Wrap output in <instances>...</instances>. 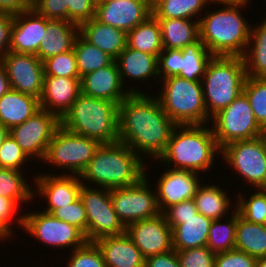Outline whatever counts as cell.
Listing matches in <instances>:
<instances>
[{
    "label": "cell",
    "instance_id": "obj_50",
    "mask_svg": "<svg viewBox=\"0 0 266 267\" xmlns=\"http://www.w3.org/2000/svg\"><path fill=\"white\" fill-rule=\"evenodd\" d=\"M197 213L198 210L193 199L171 205L162 212L171 229L181 224V219H187Z\"/></svg>",
    "mask_w": 266,
    "mask_h": 267
},
{
    "label": "cell",
    "instance_id": "obj_18",
    "mask_svg": "<svg viewBox=\"0 0 266 267\" xmlns=\"http://www.w3.org/2000/svg\"><path fill=\"white\" fill-rule=\"evenodd\" d=\"M126 234L145 258L173 250L172 229L162 213L128 224Z\"/></svg>",
    "mask_w": 266,
    "mask_h": 267
},
{
    "label": "cell",
    "instance_id": "obj_27",
    "mask_svg": "<svg viewBox=\"0 0 266 267\" xmlns=\"http://www.w3.org/2000/svg\"><path fill=\"white\" fill-rule=\"evenodd\" d=\"M78 35L77 24L65 20H50L36 56L44 62L50 57L70 51Z\"/></svg>",
    "mask_w": 266,
    "mask_h": 267
},
{
    "label": "cell",
    "instance_id": "obj_5",
    "mask_svg": "<svg viewBox=\"0 0 266 267\" xmlns=\"http://www.w3.org/2000/svg\"><path fill=\"white\" fill-rule=\"evenodd\" d=\"M61 125L100 144L119 141V105L80 94L60 119Z\"/></svg>",
    "mask_w": 266,
    "mask_h": 267
},
{
    "label": "cell",
    "instance_id": "obj_4",
    "mask_svg": "<svg viewBox=\"0 0 266 267\" xmlns=\"http://www.w3.org/2000/svg\"><path fill=\"white\" fill-rule=\"evenodd\" d=\"M244 8L222 4L218 10L206 9V15L200 17L199 39L213 56L242 57L245 53L251 24L242 12Z\"/></svg>",
    "mask_w": 266,
    "mask_h": 267
},
{
    "label": "cell",
    "instance_id": "obj_41",
    "mask_svg": "<svg viewBox=\"0 0 266 267\" xmlns=\"http://www.w3.org/2000/svg\"><path fill=\"white\" fill-rule=\"evenodd\" d=\"M243 92L249 99L256 121L264 130L266 128V78L247 77Z\"/></svg>",
    "mask_w": 266,
    "mask_h": 267
},
{
    "label": "cell",
    "instance_id": "obj_13",
    "mask_svg": "<svg viewBox=\"0 0 266 267\" xmlns=\"http://www.w3.org/2000/svg\"><path fill=\"white\" fill-rule=\"evenodd\" d=\"M146 167V176L136 184L111 189L114 210L125 226L161 214L157 204L155 187L149 182L151 178L147 170L148 167L151 168V165Z\"/></svg>",
    "mask_w": 266,
    "mask_h": 267
},
{
    "label": "cell",
    "instance_id": "obj_20",
    "mask_svg": "<svg viewBox=\"0 0 266 267\" xmlns=\"http://www.w3.org/2000/svg\"><path fill=\"white\" fill-rule=\"evenodd\" d=\"M49 21L33 7L14 15L9 51L37 55Z\"/></svg>",
    "mask_w": 266,
    "mask_h": 267
},
{
    "label": "cell",
    "instance_id": "obj_35",
    "mask_svg": "<svg viewBox=\"0 0 266 267\" xmlns=\"http://www.w3.org/2000/svg\"><path fill=\"white\" fill-rule=\"evenodd\" d=\"M209 4V0H152V14L156 18L199 21Z\"/></svg>",
    "mask_w": 266,
    "mask_h": 267
},
{
    "label": "cell",
    "instance_id": "obj_9",
    "mask_svg": "<svg viewBox=\"0 0 266 267\" xmlns=\"http://www.w3.org/2000/svg\"><path fill=\"white\" fill-rule=\"evenodd\" d=\"M211 120V128L220 149L234 141L250 140L263 135V129L256 121L244 92Z\"/></svg>",
    "mask_w": 266,
    "mask_h": 267
},
{
    "label": "cell",
    "instance_id": "obj_53",
    "mask_svg": "<svg viewBox=\"0 0 266 267\" xmlns=\"http://www.w3.org/2000/svg\"><path fill=\"white\" fill-rule=\"evenodd\" d=\"M31 7V0H0V12L11 15L20 14Z\"/></svg>",
    "mask_w": 266,
    "mask_h": 267
},
{
    "label": "cell",
    "instance_id": "obj_44",
    "mask_svg": "<svg viewBox=\"0 0 266 267\" xmlns=\"http://www.w3.org/2000/svg\"><path fill=\"white\" fill-rule=\"evenodd\" d=\"M65 267H106L100 248L95 242H86L70 251Z\"/></svg>",
    "mask_w": 266,
    "mask_h": 267
},
{
    "label": "cell",
    "instance_id": "obj_47",
    "mask_svg": "<svg viewBox=\"0 0 266 267\" xmlns=\"http://www.w3.org/2000/svg\"><path fill=\"white\" fill-rule=\"evenodd\" d=\"M181 267H214L215 254L207 247L176 250Z\"/></svg>",
    "mask_w": 266,
    "mask_h": 267
},
{
    "label": "cell",
    "instance_id": "obj_52",
    "mask_svg": "<svg viewBox=\"0 0 266 267\" xmlns=\"http://www.w3.org/2000/svg\"><path fill=\"white\" fill-rule=\"evenodd\" d=\"M145 267H181L176 250L145 258Z\"/></svg>",
    "mask_w": 266,
    "mask_h": 267
},
{
    "label": "cell",
    "instance_id": "obj_34",
    "mask_svg": "<svg viewBox=\"0 0 266 267\" xmlns=\"http://www.w3.org/2000/svg\"><path fill=\"white\" fill-rule=\"evenodd\" d=\"M127 46L134 50L159 56L164 47L161 28L153 14L127 33Z\"/></svg>",
    "mask_w": 266,
    "mask_h": 267
},
{
    "label": "cell",
    "instance_id": "obj_51",
    "mask_svg": "<svg viewBox=\"0 0 266 267\" xmlns=\"http://www.w3.org/2000/svg\"><path fill=\"white\" fill-rule=\"evenodd\" d=\"M14 15L0 12V61L9 52Z\"/></svg>",
    "mask_w": 266,
    "mask_h": 267
},
{
    "label": "cell",
    "instance_id": "obj_22",
    "mask_svg": "<svg viewBox=\"0 0 266 267\" xmlns=\"http://www.w3.org/2000/svg\"><path fill=\"white\" fill-rule=\"evenodd\" d=\"M115 61L118 65L121 81L130 93H147L142 91L143 89L139 90L140 88L137 85L131 87L130 84L129 87L127 84L132 82V80L135 83L139 81L145 84L147 80L149 82V80L156 81V79H160L158 74V57L155 55L134 50L127 46ZM126 80L128 81L127 84L125 82Z\"/></svg>",
    "mask_w": 266,
    "mask_h": 267
},
{
    "label": "cell",
    "instance_id": "obj_24",
    "mask_svg": "<svg viewBox=\"0 0 266 267\" xmlns=\"http://www.w3.org/2000/svg\"><path fill=\"white\" fill-rule=\"evenodd\" d=\"M32 7L49 20L70 21L78 26L95 18L94 0H33Z\"/></svg>",
    "mask_w": 266,
    "mask_h": 267
},
{
    "label": "cell",
    "instance_id": "obj_32",
    "mask_svg": "<svg viewBox=\"0 0 266 267\" xmlns=\"http://www.w3.org/2000/svg\"><path fill=\"white\" fill-rule=\"evenodd\" d=\"M252 25L248 46L242 56L246 76L266 78V17Z\"/></svg>",
    "mask_w": 266,
    "mask_h": 267
},
{
    "label": "cell",
    "instance_id": "obj_3",
    "mask_svg": "<svg viewBox=\"0 0 266 267\" xmlns=\"http://www.w3.org/2000/svg\"><path fill=\"white\" fill-rule=\"evenodd\" d=\"M145 161L120 141L100 144L81 173V182L109 190L134 185L146 176Z\"/></svg>",
    "mask_w": 266,
    "mask_h": 267
},
{
    "label": "cell",
    "instance_id": "obj_40",
    "mask_svg": "<svg viewBox=\"0 0 266 267\" xmlns=\"http://www.w3.org/2000/svg\"><path fill=\"white\" fill-rule=\"evenodd\" d=\"M252 194L246 196V192L236 193V210L239 215L248 222L266 223V190L264 188L253 189ZM248 197V198H247Z\"/></svg>",
    "mask_w": 266,
    "mask_h": 267
},
{
    "label": "cell",
    "instance_id": "obj_45",
    "mask_svg": "<svg viewBox=\"0 0 266 267\" xmlns=\"http://www.w3.org/2000/svg\"><path fill=\"white\" fill-rule=\"evenodd\" d=\"M31 159L21 149L15 139L9 134L0 146V168L24 171L26 163Z\"/></svg>",
    "mask_w": 266,
    "mask_h": 267
},
{
    "label": "cell",
    "instance_id": "obj_54",
    "mask_svg": "<svg viewBox=\"0 0 266 267\" xmlns=\"http://www.w3.org/2000/svg\"><path fill=\"white\" fill-rule=\"evenodd\" d=\"M11 89L8 75L4 66L0 63V98Z\"/></svg>",
    "mask_w": 266,
    "mask_h": 267
},
{
    "label": "cell",
    "instance_id": "obj_43",
    "mask_svg": "<svg viewBox=\"0 0 266 267\" xmlns=\"http://www.w3.org/2000/svg\"><path fill=\"white\" fill-rule=\"evenodd\" d=\"M43 64L44 76L80 78L73 49L50 57Z\"/></svg>",
    "mask_w": 266,
    "mask_h": 267
},
{
    "label": "cell",
    "instance_id": "obj_36",
    "mask_svg": "<svg viewBox=\"0 0 266 267\" xmlns=\"http://www.w3.org/2000/svg\"><path fill=\"white\" fill-rule=\"evenodd\" d=\"M32 186L22 170L0 168V196L12 199L19 207L34 200Z\"/></svg>",
    "mask_w": 266,
    "mask_h": 267
},
{
    "label": "cell",
    "instance_id": "obj_46",
    "mask_svg": "<svg viewBox=\"0 0 266 267\" xmlns=\"http://www.w3.org/2000/svg\"><path fill=\"white\" fill-rule=\"evenodd\" d=\"M51 214L64 222L77 227L87 240V217L84 204L79 197L69 205L54 209Z\"/></svg>",
    "mask_w": 266,
    "mask_h": 267
},
{
    "label": "cell",
    "instance_id": "obj_7",
    "mask_svg": "<svg viewBox=\"0 0 266 267\" xmlns=\"http://www.w3.org/2000/svg\"><path fill=\"white\" fill-rule=\"evenodd\" d=\"M163 82V84H162ZM157 89L163 111L177 125L210 124L204 102L201 81H191L179 76L159 80Z\"/></svg>",
    "mask_w": 266,
    "mask_h": 267
},
{
    "label": "cell",
    "instance_id": "obj_37",
    "mask_svg": "<svg viewBox=\"0 0 266 267\" xmlns=\"http://www.w3.org/2000/svg\"><path fill=\"white\" fill-rule=\"evenodd\" d=\"M73 50L80 78L110 65L115 60L108 53L87 42L80 34L75 40Z\"/></svg>",
    "mask_w": 266,
    "mask_h": 267
},
{
    "label": "cell",
    "instance_id": "obj_56",
    "mask_svg": "<svg viewBox=\"0 0 266 267\" xmlns=\"http://www.w3.org/2000/svg\"><path fill=\"white\" fill-rule=\"evenodd\" d=\"M8 135H9V130L5 126L0 124V146L2 145V143L4 142V140Z\"/></svg>",
    "mask_w": 266,
    "mask_h": 267
},
{
    "label": "cell",
    "instance_id": "obj_55",
    "mask_svg": "<svg viewBox=\"0 0 266 267\" xmlns=\"http://www.w3.org/2000/svg\"><path fill=\"white\" fill-rule=\"evenodd\" d=\"M210 1V5L212 4H214V5H216L217 4V6L218 5H222V4H224V5H244V6H247V7H249L248 5L250 4V3H252V2H250V0H209ZM252 1V0H251Z\"/></svg>",
    "mask_w": 266,
    "mask_h": 267
},
{
    "label": "cell",
    "instance_id": "obj_25",
    "mask_svg": "<svg viewBox=\"0 0 266 267\" xmlns=\"http://www.w3.org/2000/svg\"><path fill=\"white\" fill-rule=\"evenodd\" d=\"M95 243L106 267H145V257L126 233L103 237Z\"/></svg>",
    "mask_w": 266,
    "mask_h": 267
},
{
    "label": "cell",
    "instance_id": "obj_17",
    "mask_svg": "<svg viewBox=\"0 0 266 267\" xmlns=\"http://www.w3.org/2000/svg\"><path fill=\"white\" fill-rule=\"evenodd\" d=\"M152 15V0H102L95 19L128 33Z\"/></svg>",
    "mask_w": 266,
    "mask_h": 267
},
{
    "label": "cell",
    "instance_id": "obj_10",
    "mask_svg": "<svg viewBox=\"0 0 266 267\" xmlns=\"http://www.w3.org/2000/svg\"><path fill=\"white\" fill-rule=\"evenodd\" d=\"M221 160L232 167L241 182L253 189L266 186V140L260 136L250 140H238L221 148ZM240 174V175H239ZM246 180V181H245Z\"/></svg>",
    "mask_w": 266,
    "mask_h": 267
},
{
    "label": "cell",
    "instance_id": "obj_2",
    "mask_svg": "<svg viewBox=\"0 0 266 267\" xmlns=\"http://www.w3.org/2000/svg\"><path fill=\"white\" fill-rule=\"evenodd\" d=\"M209 125H176L165 151L156 163H162L170 169L201 175L210 172L211 168L215 167V160H220L218 157L221 156V149Z\"/></svg>",
    "mask_w": 266,
    "mask_h": 267
},
{
    "label": "cell",
    "instance_id": "obj_42",
    "mask_svg": "<svg viewBox=\"0 0 266 267\" xmlns=\"http://www.w3.org/2000/svg\"><path fill=\"white\" fill-rule=\"evenodd\" d=\"M21 207L10 198L0 196V241L3 242L6 240L9 242L10 238L13 239V236H17L15 231H13L12 222L16 223V228L23 229V218L24 215L19 214ZM19 210V211H18ZM18 212V213H17ZM16 214V215H15Z\"/></svg>",
    "mask_w": 266,
    "mask_h": 267
},
{
    "label": "cell",
    "instance_id": "obj_15",
    "mask_svg": "<svg viewBox=\"0 0 266 267\" xmlns=\"http://www.w3.org/2000/svg\"><path fill=\"white\" fill-rule=\"evenodd\" d=\"M0 63L6 69L11 89L41 98L44 64L36 55L9 51Z\"/></svg>",
    "mask_w": 266,
    "mask_h": 267
},
{
    "label": "cell",
    "instance_id": "obj_30",
    "mask_svg": "<svg viewBox=\"0 0 266 267\" xmlns=\"http://www.w3.org/2000/svg\"><path fill=\"white\" fill-rule=\"evenodd\" d=\"M212 219L199 212L172 228V245L175 250L206 246Z\"/></svg>",
    "mask_w": 266,
    "mask_h": 267
},
{
    "label": "cell",
    "instance_id": "obj_8",
    "mask_svg": "<svg viewBox=\"0 0 266 267\" xmlns=\"http://www.w3.org/2000/svg\"><path fill=\"white\" fill-rule=\"evenodd\" d=\"M99 146L97 140L73 133L60 125L54 132L41 164L48 163L46 165L56 167L57 170L60 168L61 174L80 176Z\"/></svg>",
    "mask_w": 266,
    "mask_h": 267
},
{
    "label": "cell",
    "instance_id": "obj_26",
    "mask_svg": "<svg viewBox=\"0 0 266 267\" xmlns=\"http://www.w3.org/2000/svg\"><path fill=\"white\" fill-rule=\"evenodd\" d=\"M79 34L90 44L116 59L127 47V33L95 18L79 26Z\"/></svg>",
    "mask_w": 266,
    "mask_h": 267
},
{
    "label": "cell",
    "instance_id": "obj_48",
    "mask_svg": "<svg viewBox=\"0 0 266 267\" xmlns=\"http://www.w3.org/2000/svg\"><path fill=\"white\" fill-rule=\"evenodd\" d=\"M182 50L163 49L158 56V74L160 80L181 73Z\"/></svg>",
    "mask_w": 266,
    "mask_h": 267
},
{
    "label": "cell",
    "instance_id": "obj_31",
    "mask_svg": "<svg viewBox=\"0 0 266 267\" xmlns=\"http://www.w3.org/2000/svg\"><path fill=\"white\" fill-rule=\"evenodd\" d=\"M164 49L182 50L199 40V21L157 18Z\"/></svg>",
    "mask_w": 266,
    "mask_h": 267
},
{
    "label": "cell",
    "instance_id": "obj_23",
    "mask_svg": "<svg viewBox=\"0 0 266 267\" xmlns=\"http://www.w3.org/2000/svg\"><path fill=\"white\" fill-rule=\"evenodd\" d=\"M80 79L44 76L41 109L54 113L61 119L81 94Z\"/></svg>",
    "mask_w": 266,
    "mask_h": 267
},
{
    "label": "cell",
    "instance_id": "obj_11",
    "mask_svg": "<svg viewBox=\"0 0 266 267\" xmlns=\"http://www.w3.org/2000/svg\"><path fill=\"white\" fill-rule=\"evenodd\" d=\"M80 198L87 217V242L126 233L111 200V190L82 183Z\"/></svg>",
    "mask_w": 266,
    "mask_h": 267
},
{
    "label": "cell",
    "instance_id": "obj_49",
    "mask_svg": "<svg viewBox=\"0 0 266 267\" xmlns=\"http://www.w3.org/2000/svg\"><path fill=\"white\" fill-rule=\"evenodd\" d=\"M214 267H256V258L243 251L233 249L215 254Z\"/></svg>",
    "mask_w": 266,
    "mask_h": 267
},
{
    "label": "cell",
    "instance_id": "obj_19",
    "mask_svg": "<svg viewBox=\"0 0 266 267\" xmlns=\"http://www.w3.org/2000/svg\"><path fill=\"white\" fill-rule=\"evenodd\" d=\"M162 174L154 183L157 197V204L162 213L171 205L193 199L198 187L202 184L200 174L163 168Z\"/></svg>",
    "mask_w": 266,
    "mask_h": 267
},
{
    "label": "cell",
    "instance_id": "obj_12",
    "mask_svg": "<svg viewBox=\"0 0 266 267\" xmlns=\"http://www.w3.org/2000/svg\"><path fill=\"white\" fill-rule=\"evenodd\" d=\"M23 229L30 238L39 240L53 249L69 251L82 247L86 242L85 235L75 226L55 218L51 213L35 210L23 213ZM71 247V248H70Z\"/></svg>",
    "mask_w": 266,
    "mask_h": 267
},
{
    "label": "cell",
    "instance_id": "obj_6",
    "mask_svg": "<svg viewBox=\"0 0 266 267\" xmlns=\"http://www.w3.org/2000/svg\"><path fill=\"white\" fill-rule=\"evenodd\" d=\"M246 78L242 57L212 56L201 80L210 119L243 93Z\"/></svg>",
    "mask_w": 266,
    "mask_h": 267
},
{
    "label": "cell",
    "instance_id": "obj_1",
    "mask_svg": "<svg viewBox=\"0 0 266 267\" xmlns=\"http://www.w3.org/2000/svg\"><path fill=\"white\" fill-rule=\"evenodd\" d=\"M176 125L163 111L156 95L130 93L119 104V141L142 159L157 161Z\"/></svg>",
    "mask_w": 266,
    "mask_h": 267
},
{
    "label": "cell",
    "instance_id": "obj_14",
    "mask_svg": "<svg viewBox=\"0 0 266 267\" xmlns=\"http://www.w3.org/2000/svg\"><path fill=\"white\" fill-rule=\"evenodd\" d=\"M61 125L60 118L47 110L40 109L25 122L9 130L31 160L42 162L54 132Z\"/></svg>",
    "mask_w": 266,
    "mask_h": 267
},
{
    "label": "cell",
    "instance_id": "obj_57",
    "mask_svg": "<svg viewBox=\"0 0 266 267\" xmlns=\"http://www.w3.org/2000/svg\"><path fill=\"white\" fill-rule=\"evenodd\" d=\"M256 267H266V256L256 259Z\"/></svg>",
    "mask_w": 266,
    "mask_h": 267
},
{
    "label": "cell",
    "instance_id": "obj_16",
    "mask_svg": "<svg viewBox=\"0 0 266 267\" xmlns=\"http://www.w3.org/2000/svg\"><path fill=\"white\" fill-rule=\"evenodd\" d=\"M38 173L32 177L33 181L35 180L33 197L47 201L43 211L51 213L54 209L69 205L80 197L82 182L79 175L53 174L48 171L46 174Z\"/></svg>",
    "mask_w": 266,
    "mask_h": 267
},
{
    "label": "cell",
    "instance_id": "obj_33",
    "mask_svg": "<svg viewBox=\"0 0 266 267\" xmlns=\"http://www.w3.org/2000/svg\"><path fill=\"white\" fill-rule=\"evenodd\" d=\"M235 249L256 259L266 256V226L246 221L237 210Z\"/></svg>",
    "mask_w": 266,
    "mask_h": 267
},
{
    "label": "cell",
    "instance_id": "obj_21",
    "mask_svg": "<svg viewBox=\"0 0 266 267\" xmlns=\"http://www.w3.org/2000/svg\"><path fill=\"white\" fill-rule=\"evenodd\" d=\"M81 94L108 100L118 105L130 94L124 87L117 62L90 72L80 79Z\"/></svg>",
    "mask_w": 266,
    "mask_h": 267
},
{
    "label": "cell",
    "instance_id": "obj_39",
    "mask_svg": "<svg viewBox=\"0 0 266 267\" xmlns=\"http://www.w3.org/2000/svg\"><path fill=\"white\" fill-rule=\"evenodd\" d=\"M229 217L212 220L206 246L214 254L235 249L236 209Z\"/></svg>",
    "mask_w": 266,
    "mask_h": 267
},
{
    "label": "cell",
    "instance_id": "obj_28",
    "mask_svg": "<svg viewBox=\"0 0 266 267\" xmlns=\"http://www.w3.org/2000/svg\"><path fill=\"white\" fill-rule=\"evenodd\" d=\"M40 109V99L10 89L0 98V124L10 130L25 122Z\"/></svg>",
    "mask_w": 266,
    "mask_h": 267
},
{
    "label": "cell",
    "instance_id": "obj_58",
    "mask_svg": "<svg viewBox=\"0 0 266 267\" xmlns=\"http://www.w3.org/2000/svg\"><path fill=\"white\" fill-rule=\"evenodd\" d=\"M263 136H264V138L266 140V128L263 130Z\"/></svg>",
    "mask_w": 266,
    "mask_h": 267
},
{
    "label": "cell",
    "instance_id": "obj_29",
    "mask_svg": "<svg viewBox=\"0 0 266 267\" xmlns=\"http://www.w3.org/2000/svg\"><path fill=\"white\" fill-rule=\"evenodd\" d=\"M213 184L205 183L204 185V182H202L198 187L193 197L197 210L200 214L212 220L229 217V213L236 209V201L232 202L234 201L233 198L230 199V195L228 196V188L226 190L224 187H219V183L218 185Z\"/></svg>",
    "mask_w": 266,
    "mask_h": 267
},
{
    "label": "cell",
    "instance_id": "obj_38",
    "mask_svg": "<svg viewBox=\"0 0 266 267\" xmlns=\"http://www.w3.org/2000/svg\"><path fill=\"white\" fill-rule=\"evenodd\" d=\"M182 56L179 77L191 81H201L205 74L206 66L213 55L199 39L197 42L184 47Z\"/></svg>",
    "mask_w": 266,
    "mask_h": 267
}]
</instances>
